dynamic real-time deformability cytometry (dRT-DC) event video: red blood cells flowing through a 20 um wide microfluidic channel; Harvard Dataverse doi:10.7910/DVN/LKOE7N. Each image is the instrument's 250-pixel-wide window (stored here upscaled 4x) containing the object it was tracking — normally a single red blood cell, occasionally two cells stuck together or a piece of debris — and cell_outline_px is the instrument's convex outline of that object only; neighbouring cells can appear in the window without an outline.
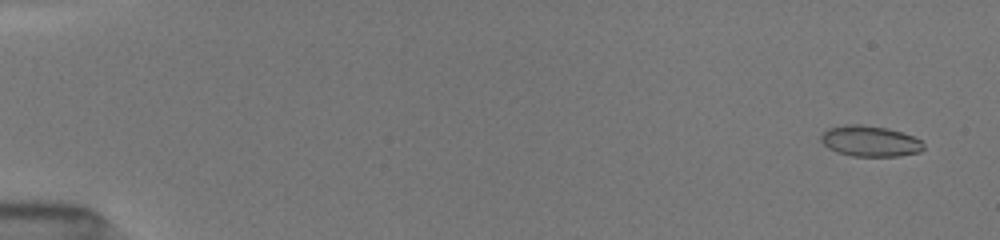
{"species": "common noctule bat (a hibernating species)", "species_latin": "Nyctalus noctula", "temperature_condition": "room temperature", "stored_images_in_passage": 52, "camera_frame_rate_fps": 3000, "um_per_image_px": 0.085, "animal": {"sex": "female", "body_mass_g": 19.5, "forearm_length_mm": 54.1}, "frame": {"image": 1, "passage_image": 3, "time_ms": 0.667, "image_size_px": [1000, 240], "cell_outline_px": [[924, 148], [920, 152], [900, 156], [852, 156], [836, 152], [828, 148], [820, 140], [820, 136], [828, 128], [844, 124], [860, 124], [888, 128], [912, 136], [920, 140], [924, 144]], "centroid_in_image_um": [73.93, 11.99], "position_along_channel_um": 11.1, "area_um2": 18.5}}
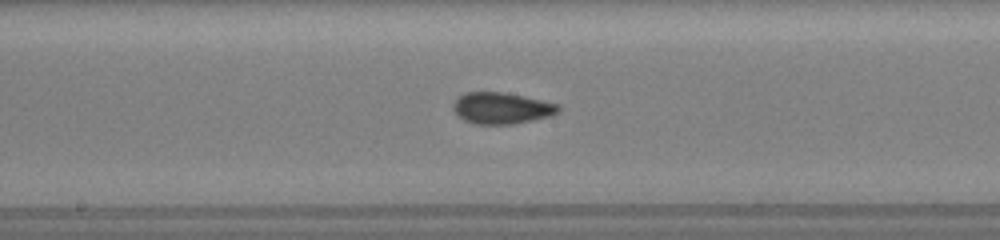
{"frame": {"image": 2, "passage_image": 29, "time_ms": 9.333, "image_size_px": [1000, 240], "cell_outline_px": [[560, 112], [552, 116], [512, 124], [472, 124], [456, 116], [452, 108], [452, 104], [464, 92], [504, 92], [524, 96], [560, 104]], "centroid_in_image_um": [42.63, 9.2], "position_along_channel_um": 205.6, "area_um2": 19.54}}
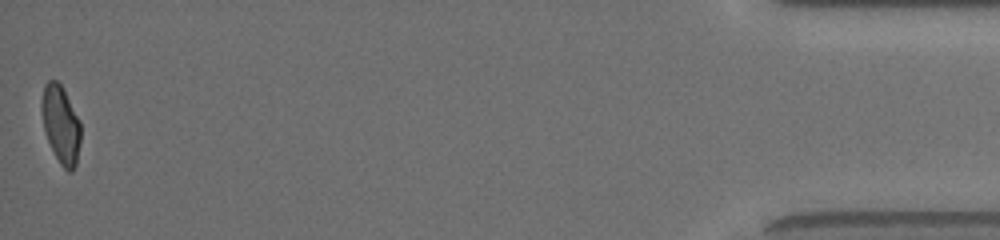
{"frame": {"image": 3, "passage_image": 52, "time_ms": 17.0, "image_size_px": [1000, 240], "cell_outline_px": [[80, 140], [76, 164], [72, 172], [68, 172], [60, 164], [48, 140], [44, 128], [40, 108], [40, 100], [44, 84], [48, 80], [56, 80], [60, 84], [80, 120]], "centroid_in_image_um": [5.15, 10.56], "position_along_channel_um": 430.1, "area_um2": 17.63}, "authors_computed_cell_mechanics": {"area_um2": 18.496, "velocity_mm_per_s": 4.036, "shape_relaxation_time_tau1_ms": 4.3167, "shape_relaxation_time_tau2_ms": 1.292, "deformation_change_tau1": 0.169, "deformation_change_tau2": 0.0731}}